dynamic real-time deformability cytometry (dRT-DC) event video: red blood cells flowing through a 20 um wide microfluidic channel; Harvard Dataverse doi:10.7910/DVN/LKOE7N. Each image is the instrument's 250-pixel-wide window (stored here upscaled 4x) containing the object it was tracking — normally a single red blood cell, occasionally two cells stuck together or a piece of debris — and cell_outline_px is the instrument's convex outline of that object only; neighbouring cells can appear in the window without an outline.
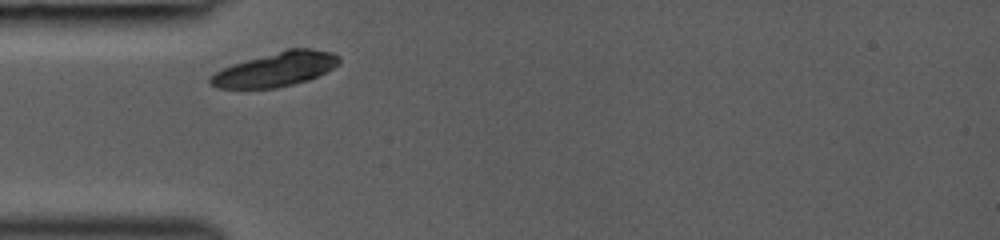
{"species": "common noctule bat (a hibernating species)", "species_latin": "Nyctalus noctula", "temperature_condition": "room temperature", "stored_images_in_passage": 12, "camera_frame_rate_fps": 3000, "um_per_image_px": 0.085, "animal": {"sex": "female", "body_mass_g": 19.0, "forearm_length_mm": 53.3}, "frame": {"image": 1, "passage_image": 1, "time_ms": 0.0, "image_size_px": [1000, 240], "cell_outline_px": [[340, 64], [308, 80], [276, 88], [216, 88], [208, 84], [208, 80], [220, 68], [232, 64], [288, 48], [308, 48], [332, 52], [340, 60]], "centroid_in_image_um": [23.4, 5.89], "position_along_channel_um": 61.6, "area_um2": 25.55}}
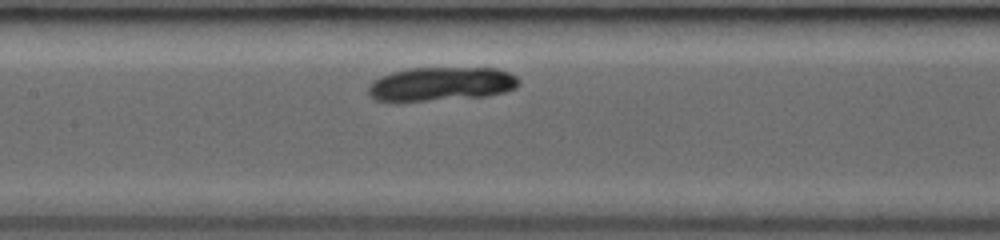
{"frame": {"image": 2, "passage_image": 6, "time_ms": 2.667, "image_size_px": [1000, 240], "cell_outline_px": [[520, 84], [516, 88], [504, 92], [488, 96], [400, 104], [396, 104], [372, 100], [368, 92], [368, 88], [372, 80], [380, 76], [392, 72], [408, 68], [496, 68], [508, 72], [516, 76], [520, 80]], "centroid_in_image_um": [37.42, 7.19], "position_along_channel_um": 170.0, "area_um2": 30.92}}
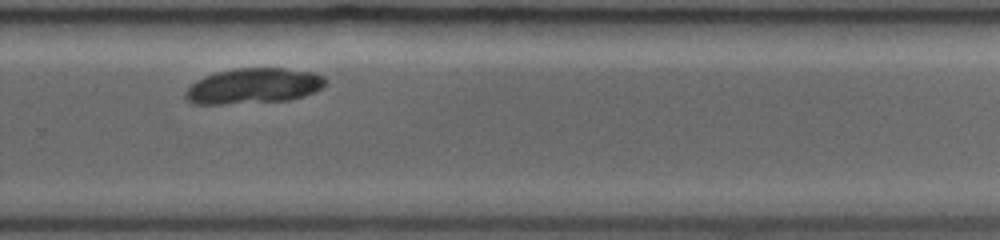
{"frame": {"image": 3, "passage_image": 12, "time_ms": 6.0, "image_size_px": [1000, 240], "cell_outline_px": [[328, 80], [320, 88], [304, 96], [288, 100], [224, 104], [192, 104], [184, 96], [184, 92], [196, 80], [204, 76], [216, 72], [236, 68], [284, 68], [316, 72], [324, 76]], "centroid_in_image_um": [21.54, 7.3], "position_along_channel_um": 308.3, "area_um2": 29.02}}